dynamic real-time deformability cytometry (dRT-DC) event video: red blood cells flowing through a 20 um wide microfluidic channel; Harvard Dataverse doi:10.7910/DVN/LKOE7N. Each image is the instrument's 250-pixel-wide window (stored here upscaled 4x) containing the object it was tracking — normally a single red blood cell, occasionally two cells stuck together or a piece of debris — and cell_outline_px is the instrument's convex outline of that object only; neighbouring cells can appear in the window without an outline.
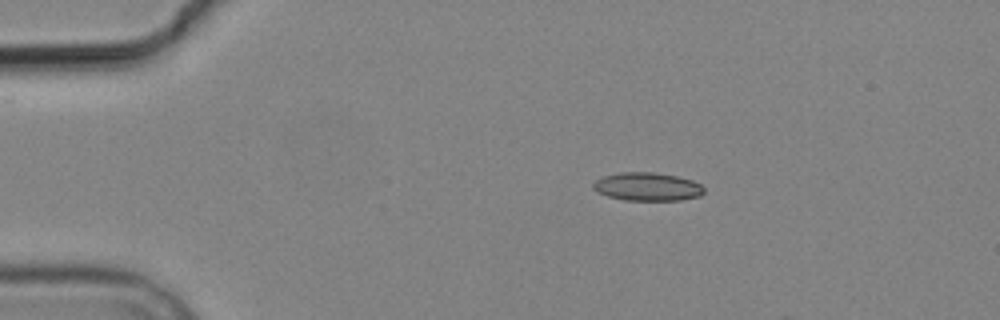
{"species": "common noctule bat (a hibernating species)", "species_latin": "Nyctalus noctula", "temperature_condition": "cold", "stored_images_in_passage": 3, "camera_frame_rate_fps": 3000, "um_per_image_px": 0.085, "animal": {"sex": "male", "body_mass_g": 19.2, "forearm_length_mm": 51.8}, "frame": {"image": 1, "passage_image": 2, "time_ms": 1.0, "image_size_px": [1000, 320], "cell_outline_px": [[704, 192], [700, 196], [680, 200], [624, 200], [608, 196], [592, 188], [592, 184], [596, 180], [604, 176], [620, 172], [652, 172], [676, 176], [692, 180], [700, 184], [704, 188]], "centroid_in_image_um": [55.03, 15.87], "position_along_channel_um": 30.0, "area_um2": 18.15}}